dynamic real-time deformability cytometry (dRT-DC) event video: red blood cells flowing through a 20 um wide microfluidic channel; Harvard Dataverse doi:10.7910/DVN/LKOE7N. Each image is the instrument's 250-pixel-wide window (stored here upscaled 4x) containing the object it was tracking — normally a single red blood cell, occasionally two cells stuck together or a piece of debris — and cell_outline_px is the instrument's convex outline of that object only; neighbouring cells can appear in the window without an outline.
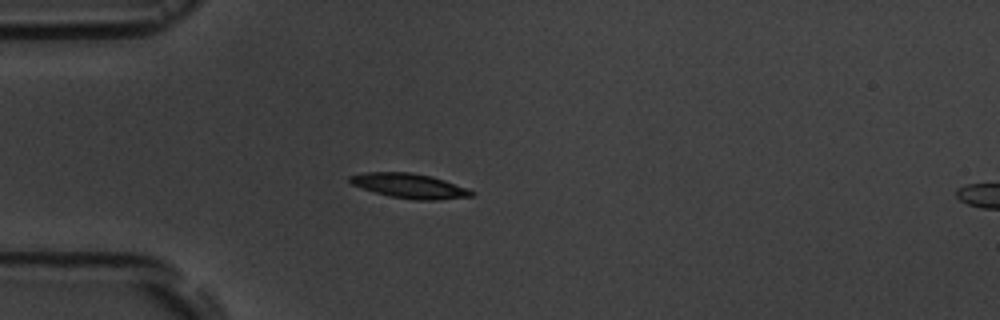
{"species": "common noctule bat (a hibernating species)", "species_latin": "Nyctalus noctula", "temperature_condition": "room temperature", "stored_images_in_passage": 4, "camera_frame_rate_fps": 3000, "um_per_image_px": 0.085, "animal": {"sex": "male", "body_mass_g": 19.5, "forearm_length_mm": 54.6}, "frame": {"image": 1, "passage_image": 4, "time_ms": 3.333, "image_size_px": [1000, 320], "cell_outline_px": [[476, 192], [472, 196], [436, 200], [416, 200], [392, 196], [376, 192], [352, 184], [348, 180], [348, 176], [364, 172], [408, 172], [432, 176], [468, 188]], "centroid_in_image_um": [34.83, 15.79], "position_along_channel_um": 50.2, "area_um2": 17.34}}